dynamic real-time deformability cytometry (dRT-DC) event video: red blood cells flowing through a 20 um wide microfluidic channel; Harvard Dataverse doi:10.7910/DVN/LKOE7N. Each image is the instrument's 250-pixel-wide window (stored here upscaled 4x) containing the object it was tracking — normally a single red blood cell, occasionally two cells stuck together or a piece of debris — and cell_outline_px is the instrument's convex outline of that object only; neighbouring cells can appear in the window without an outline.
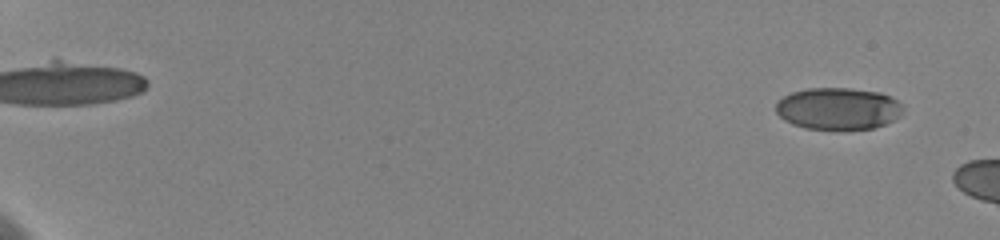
{"species": "human", "species_latin": "Homo sapiens", "temperature_condition": "cold", "stored_images_in_passage": 23, "camera_frame_rate_fps": 3000, "um_per_image_px": 0.085, "donor": {"sex": "female"}, "frame": {"image": 1, "passage_image": 6, "time_ms": 1.0, "image_size_px": [1000, 240], "cell_outline_px": [[900, 116], [884, 124], [872, 128], [804, 128], [792, 124], [784, 120], [776, 112], [776, 100], [792, 92], [808, 88], [848, 88], [880, 92], [896, 100], [900, 104]], "centroid_in_image_um": [71.18, 9.21], "position_along_channel_um": 13.8, "area_um2": 30.58}}